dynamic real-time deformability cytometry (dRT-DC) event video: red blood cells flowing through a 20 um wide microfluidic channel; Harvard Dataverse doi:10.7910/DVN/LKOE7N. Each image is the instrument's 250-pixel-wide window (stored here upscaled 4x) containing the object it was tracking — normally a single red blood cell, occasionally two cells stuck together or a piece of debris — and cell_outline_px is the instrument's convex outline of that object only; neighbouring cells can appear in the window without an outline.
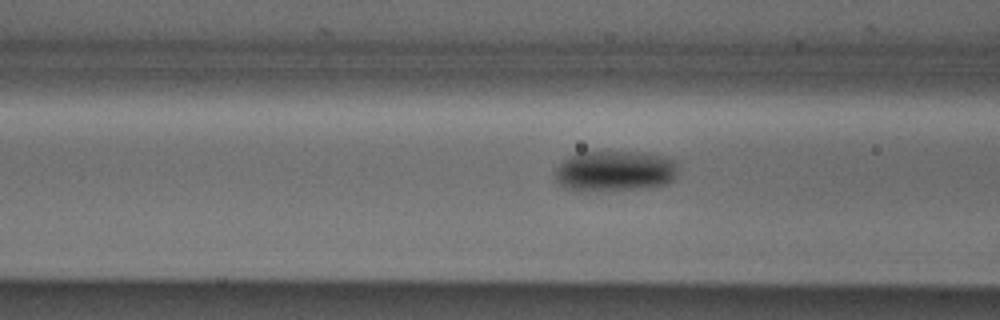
{"species": "Egyptian fruit bat (a non-hibernating species)", "species_latin": "Rousettus aegyptiacus", "temperature_condition": "cold", "stored_images_in_passage": 11, "camera_frame_rate_fps": 3000, "um_per_image_px": 0.085, "animal": {"sex": "male"}, "frame": {"image": 1, "passage_image": 8, "time_ms": 2.333, "image_size_px": [1000, 320], "cell_outline_px": [[676, 172], [672, 180], [668, 184], [644, 188], [584, 192], [564, 188], [556, 180], [556, 168], [568, 156], [580, 152], [644, 152], [664, 156], [676, 160]], "centroid_in_image_um": [52.25, 14.54], "position_along_channel_um": 114.3, "area_um2": 29.42}}